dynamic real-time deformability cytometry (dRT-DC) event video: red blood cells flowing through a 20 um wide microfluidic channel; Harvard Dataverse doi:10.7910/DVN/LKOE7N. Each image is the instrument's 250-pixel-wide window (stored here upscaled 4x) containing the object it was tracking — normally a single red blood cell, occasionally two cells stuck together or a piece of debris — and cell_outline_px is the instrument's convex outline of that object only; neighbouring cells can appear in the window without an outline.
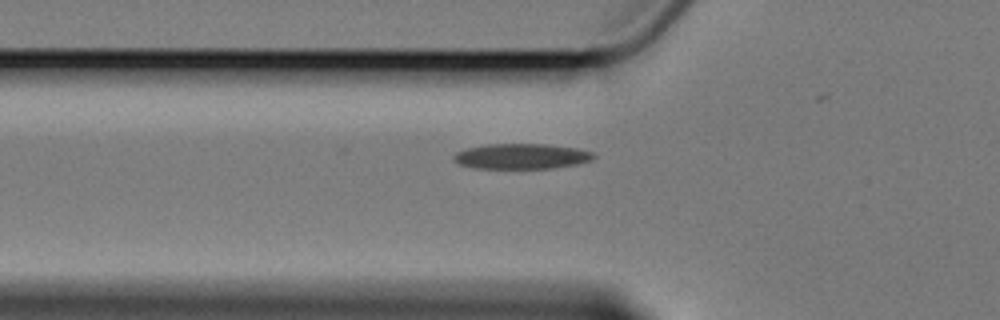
{"species": "Egyptian fruit bat (a non-hibernating species)", "species_latin": "Rousettus aegyptiacus", "temperature_condition": "cold", "stored_images_in_passage": 7, "segment_of_instrument_passage": [1, 2], "camera_frame_rate_fps": 3000, "um_per_image_px": 0.085, "animal": {"sex": "female"}, "frame": {"image": 1, "passage_image": 5, "time_ms": 7.0, "image_size_px": [1000, 320], "cell_outline_px": [[596, 156], [592, 160], [576, 164], [552, 168], [476, 168], [460, 164], [452, 160], [452, 156], [456, 152], [468, 148], [488, 144], [548, 144], [576, 148], [596, 152]], "centroid_in_image_um": [44.35, 13.28], "position_along_channel_um": 81.4, "area_um2": 20.69}}